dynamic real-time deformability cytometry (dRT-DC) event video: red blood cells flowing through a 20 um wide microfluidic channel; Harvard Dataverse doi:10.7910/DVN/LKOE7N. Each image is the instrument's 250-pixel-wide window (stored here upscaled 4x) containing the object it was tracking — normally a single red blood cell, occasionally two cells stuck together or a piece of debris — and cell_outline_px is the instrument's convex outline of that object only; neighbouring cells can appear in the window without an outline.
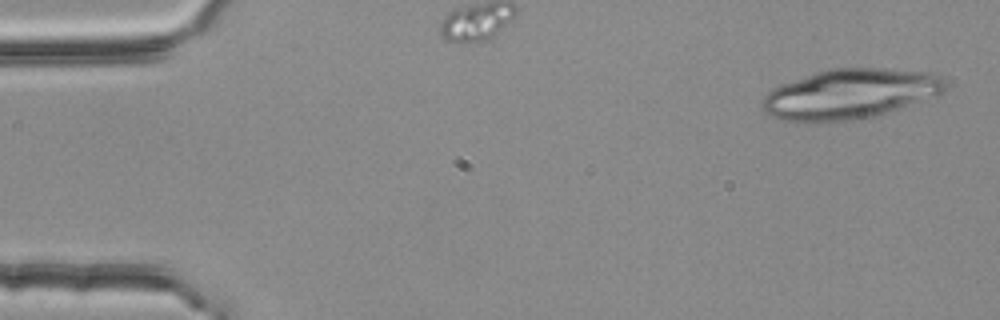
{"species": "common noctule bat (a hibernating species)", "species_latin": "Nyctalus noctula", "temperature_condition": "room temperature", "stored_images_in_passage": 38, "segment_of_instrument_passage": [1, 2], "camera_frame_rate_fps": 3000, "um_per_image_px": 0.085, "animal": {"sex": "female", "body_mass_g": 25.1}, "frame": {"image": 1, "passage_image": 1, "time_ms": 0.0, "image_size_px": [1000, 320], "cell_outline_px": [[948, 88], [944, 92], [936, 96], [884, 112], [868, 116], [848, 120], [816, 124], [780, 120], [764, 112], [760, 108], [760, 104], [764, 96], [772, 88], [780, 84], [828, 68], [884, 68], [932, 72], [940, 76], [948, 84]], "centroid_in_image_um": [72.19, 7.98], "position_along_channel_um": 12.8, "area_um2": 53.64}}